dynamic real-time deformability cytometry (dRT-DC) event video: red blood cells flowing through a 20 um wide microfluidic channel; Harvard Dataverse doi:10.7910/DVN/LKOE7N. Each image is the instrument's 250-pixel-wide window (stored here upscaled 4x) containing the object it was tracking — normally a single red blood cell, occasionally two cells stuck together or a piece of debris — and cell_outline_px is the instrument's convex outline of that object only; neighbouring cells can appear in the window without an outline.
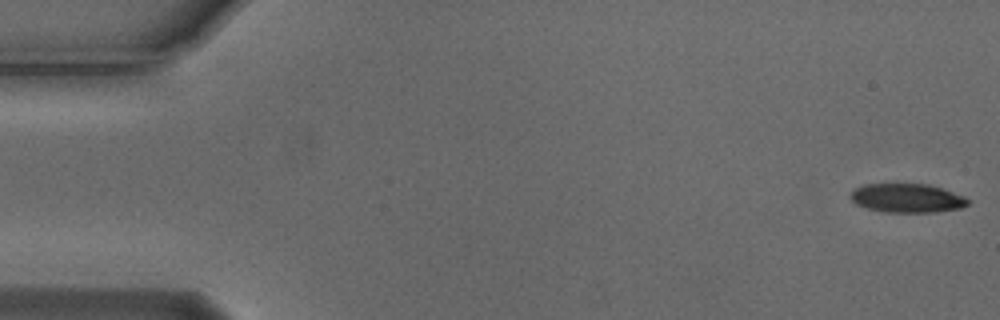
{"species": "Egyptian fruit bat (a non-hibernating species)", "species_latin": "Rousettus aegyptiacus", "temperature_condition": "cold", "stored_images_in_passage": 5, "camera_frame_rate_fps": 3000, "um_per_image_px": 0.085, "animal": {"sex": "male"}, "frame": {"image": 1, "passage_image": 1, "time_ms": 0.0, "image_size_px": [1000, 320], "cell_outline_px": [[968, 204], [960, 208], [936, 212], [888, 212], [868, 208], [856, 204], [848, 196], [856, 188], [864, 184], [928, 184], [964, 196], [968, 200]], "centroid_in_image_um": [77.08, 16.84], "position_along_channel_um": 7.9, "area_um2": 19.54}}
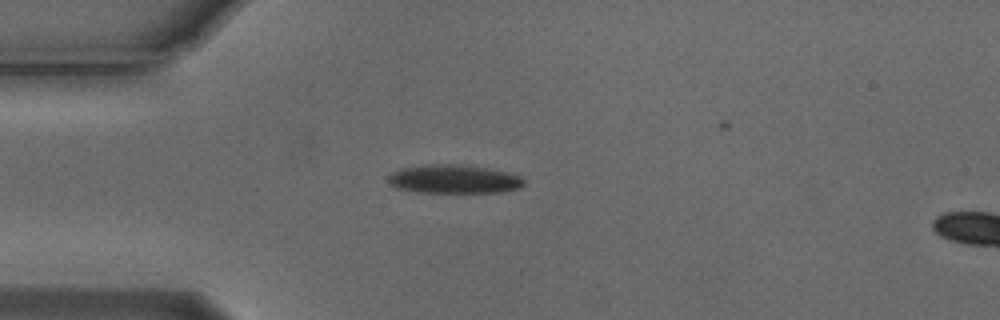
{"frame": {"image": 2, "passage_image": 4, "time_ms": 1.0, "image_size_px": [1000, 320], "cell_outline_px": [[524, 184], [520, 188], [500, 192], [420, 192], [396, 188], [388, 180], [388, 176], [392, 172], [400, 168], [424, 164], [456, 164], [488, 168], [520, 176], [524, 180]], "centroid_in_image_um": [38.56, 15.22], "position_along_channel_um": 46.4, "area_um2": 22.54}}